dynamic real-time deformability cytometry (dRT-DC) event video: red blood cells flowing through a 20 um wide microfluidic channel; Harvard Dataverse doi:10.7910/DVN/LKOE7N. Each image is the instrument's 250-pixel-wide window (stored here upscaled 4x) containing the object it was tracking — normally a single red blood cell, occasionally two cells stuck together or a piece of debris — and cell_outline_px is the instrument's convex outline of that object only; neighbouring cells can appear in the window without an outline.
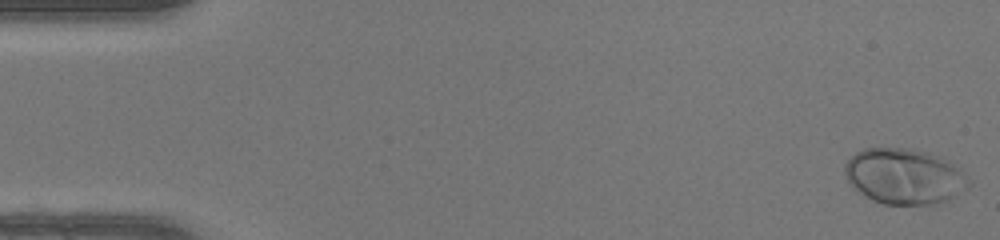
{"species": "human", "species_latin": "Homo sapiens", "temperature_condition": "warm", "stored_images_in_passage": 49, "camera_frame_rate_fps": 3000, "um_per_image_px": 0.085, "donor": {"sex": "female"}, "frame": {"image": 1, "passage_image": 1, "time_ms": 0.0, "image_size_px": [1000, 240], "cell_outline_px": [[972, 184], [968, 188], [944, 200], [932, 204], [884, 204], [872, 200], [864, 196], [848, 180], [844, 172], [844, 164], [856, 152], [864, 148], [912, 148], [928, 152], [952, 164], [964, 172], [972, 180]], "centroid_in_image_um": [76.87, 14.98], "position_along_channel_um": 8.1, "area_um2": 39.88}}
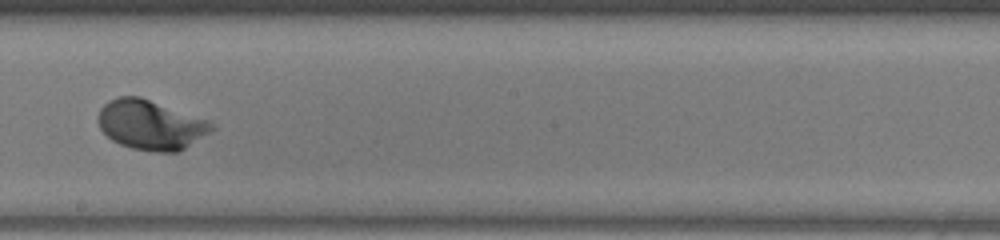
{"frame": {"image": 2, "passage_image": 28, "time_ms": 9.0, "image_size_px": [1000, 240], "cell_outline_px": [[216, 128], [180, 152], [156, 152], [132, 148], [120, 144], [112, 140], [100, 128], [96, 120], [96, 116], [100, 108], [108, 100], [120, 96], [140, 96], [212, 120]], "centroid_in_image_um": [12.84, 10.6], "position_along_channel_um": 235.4, "area_um2": 33.47}}
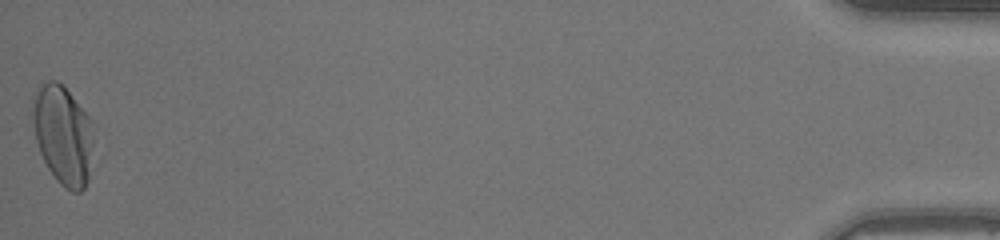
{"frame": {"image": 3, "passage_image": 49, "time_ms": 16.0, "image_size_px": [1000, 240], "cell_outline_px": [[92, 144], [88, 180], [84, 188], [80, 192], [72, 192], [64, 188], [56, 180], [48, 168], [40, 152], [36, 140], [32, 120], [32, 100], [36, 92], [48, 80], [56, 80], [68, 92], [92, 120]], "centroid_in_image_um": [5.34, 11.5], "position_along_channel_um": 429.9, "area_um2": 34.8}, "authors_computed_cell_mechanics": {"area_um2": 32.0212, "velocity_mm_per_s": 4.22, "shape_relaxation_time_tau1_ms": 2.0761, "shape_relaxation_time_tau2_ms": null, "deformation_change_tau1": 0.1707, "deformation_change_tau2": null}}